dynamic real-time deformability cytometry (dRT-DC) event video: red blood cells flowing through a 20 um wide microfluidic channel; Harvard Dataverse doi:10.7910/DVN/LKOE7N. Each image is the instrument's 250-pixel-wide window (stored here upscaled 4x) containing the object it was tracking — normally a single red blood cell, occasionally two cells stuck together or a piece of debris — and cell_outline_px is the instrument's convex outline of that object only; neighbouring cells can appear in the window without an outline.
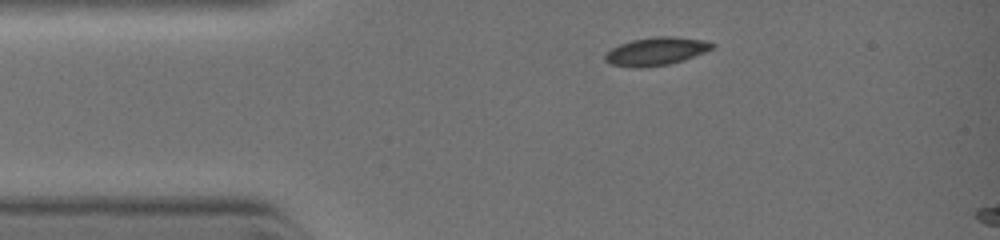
{"species": "common noctule bat (a hibernating species)", "species_latin": "Nyctalus noctula", "temperature_condition": "warm", "stored_images_in_passage": 3, "camera_frame_rate_fps": 3000, "um_per_image_px": 0.085, "animal": {"sex": "female", "body_mass_g": 19.0, "forearm_length_mm": 51.5}, "frame": {"image": 1, "passage_image": 1, "time_ms": 0.0, "image_size_px": [1000, 240], "cell_outline_px": [[716, 44], [712, 48], [704, 52], [684, 60], [668, 64], [644, 68], [632, 68], [612, 64], [604, 60], [604, 56], [612, 48], [620, 44], [632, 40], [656, 36], [672, 36], [704, 40]], "centroid_in_image_um": [55.76, 4.37], "position_along_channel_um": 29.2, "area_um2": 17.46}}